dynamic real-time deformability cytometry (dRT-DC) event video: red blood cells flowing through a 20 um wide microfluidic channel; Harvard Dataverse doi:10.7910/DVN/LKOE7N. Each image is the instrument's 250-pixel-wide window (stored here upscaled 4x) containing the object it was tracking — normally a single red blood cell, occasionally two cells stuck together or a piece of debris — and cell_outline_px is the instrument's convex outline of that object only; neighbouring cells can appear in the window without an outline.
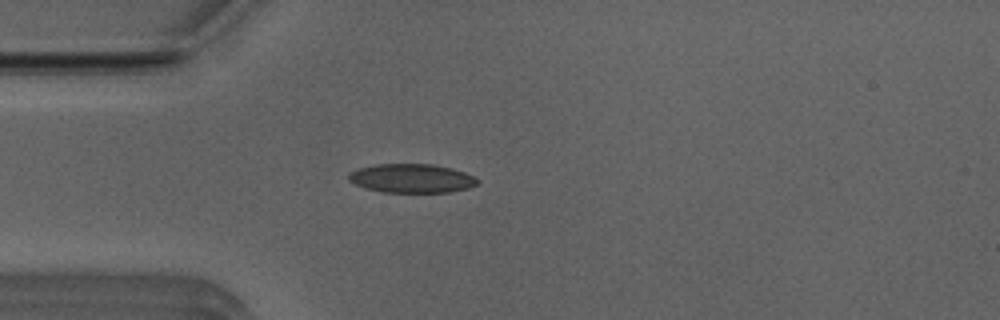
{"species": "Egyptian fruit bat (a non-hibernating species)", "species_latin": "Rousettus aegyptiacus", "temperature_condition": "room temperature", "stored_images_in_passage": 41, "camera_frame_rate_fps": 3000, "um_per_image_px": 0.085, "animal": {"sex": "male"}, "frame": {"image": 1, "passage_image": 3, "time_ms": 0.667, "image_size_px": [1000, 320], "cell_outline_px": [[480, 180], [476, 184], [468, 188], [448, 192], [384, 192], [364, 188], [348, 180], [348, 172], [356, 168], [376, 164], [432, 164], [452, 168], [464, 172]], "centroid_in_image_um": [34.95, 15.15], "position_along_channel_um": 50.1, "area_um2": 21.73}}
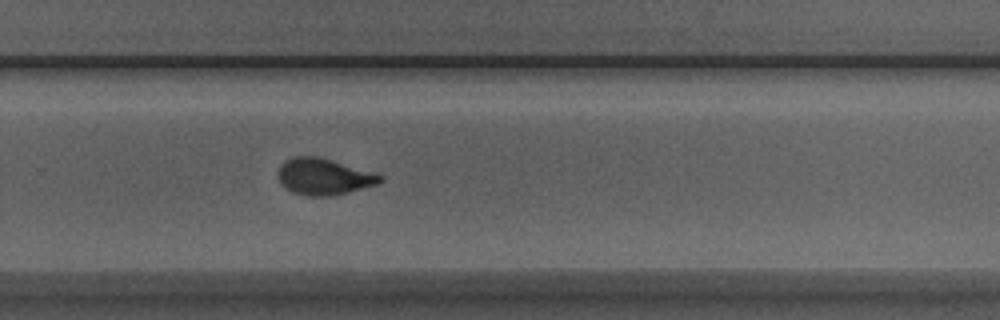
{"frame": {"image": 2, "passage_image": 23, "time_ms": 7.333, "image_size_px": [1000, 320], "cell_outline_px": [[384, 180], [376, 184], [348, 192], [332, 196], [304, 196], [292, 192], [284, 188], [276, 176], [276, 172], [280, 164], [284, 160], [292, 156], [320, 156], [376, 172], [384, 176]], "centroid_in_image_um": [27.49, 15.0], "position_along_channel_um": 302.3, "area_um2": 22.31}}
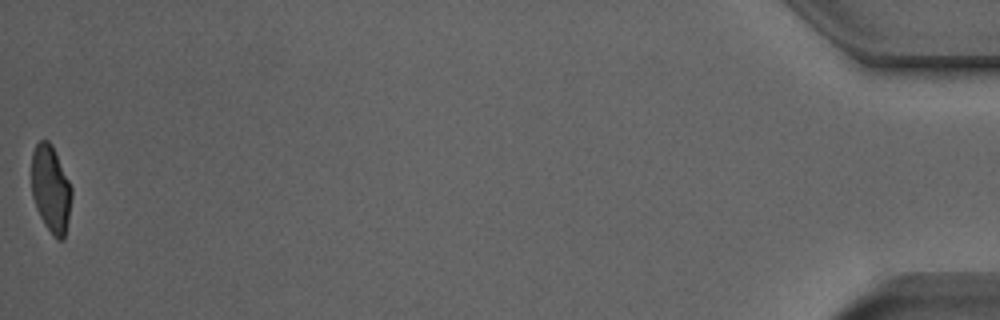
{"frame": {"image": 3, "passage_image": 41, "time_ms": 13.333, "image_size_px": [1000, 320], "cell_outline_px": [[72, 196], [68, 220], [64, 240], [56, 240], [52, 236], [44, 224], [36, 208], [32, 196], [32, 152], [36, 144], [40, 140], [48, 140], [52, 144], [72, 188]], "centroid_in_image_um": [4.32, 16.09], "position_along_channel_um": 430.9, "area_um2": 20.46}, "authors_computed_cell_mechanics": {"area_um2": 21.5016, "velocity_mm_per_s": 3.9157, "shape_relaxation_time_tau1_ms": 3.9183, "shape_relaxation_time_tau2_ms": 0.8451, "deformation_change_tau1": 0.1683, "deformation_change_tau2": 0.0619}}